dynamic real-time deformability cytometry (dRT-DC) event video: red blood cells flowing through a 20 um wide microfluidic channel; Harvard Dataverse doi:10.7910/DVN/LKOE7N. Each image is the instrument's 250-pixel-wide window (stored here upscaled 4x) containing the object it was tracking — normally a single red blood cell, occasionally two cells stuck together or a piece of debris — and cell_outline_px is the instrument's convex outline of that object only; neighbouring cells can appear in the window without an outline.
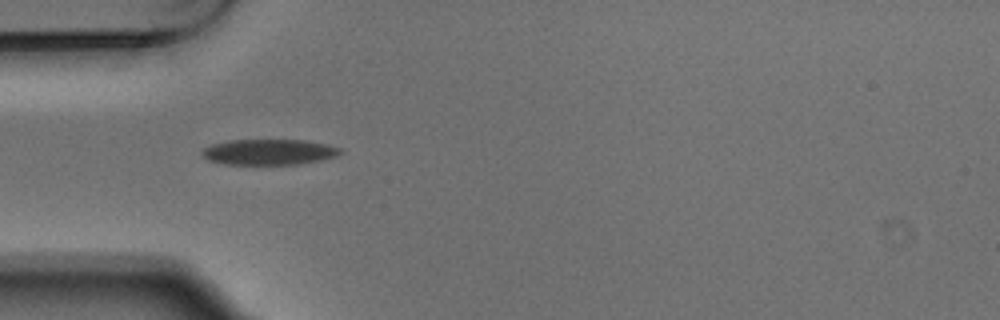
{"species": "Egyptian fruit bat (a non-hibernating species)", "species_latin": "Rousettus aegyptiacus", "temperature_condition": "warm", "stored_images_in_passage": 5, "camera_frame_rate_fps": 3000, "um_per_image_px": 0.085, "animal": {"sex": "male"}, "frame": {"image": 1, "passage_image": 4, "time_ms": 1.0, "image_size_px": [1000, 320], "cell_outline_px": [[344, 152], [336, 156], [320, 160], [300, 164], [224, 164], [208, 160], [200, 152], [204, 148], [212, 144], [232, 140], [304, 140], [328, 144], [340, 148]], "centroid_in_image_um": [22.89, 12.92], "position_along_channel_um": 62.1, "area_um2": 20.63}}
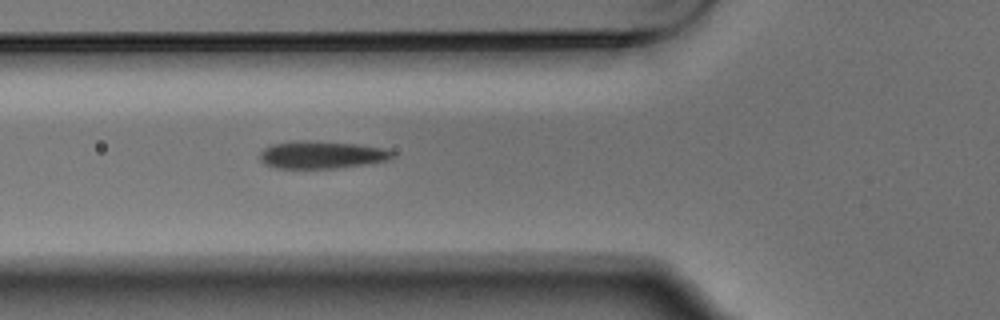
{"frame": {"image": 2, "passage_image": 5, "time_ms": 1.333, "image_size_px": [1000, 320], "cell_outline_px": [[396, 156], [384, 160], [364, 164], [336, 168], [276, 168], [264, 164], [260, 160], [260, 152], [264, 148], [272, 144], [292, 140], [316, 140], [356, 144], [384, 148], [396, 152]], "centroid_in_image_um": [27.31, 13.14], "position_along_channel_um": 98.5, "area_um2": 21.44}}